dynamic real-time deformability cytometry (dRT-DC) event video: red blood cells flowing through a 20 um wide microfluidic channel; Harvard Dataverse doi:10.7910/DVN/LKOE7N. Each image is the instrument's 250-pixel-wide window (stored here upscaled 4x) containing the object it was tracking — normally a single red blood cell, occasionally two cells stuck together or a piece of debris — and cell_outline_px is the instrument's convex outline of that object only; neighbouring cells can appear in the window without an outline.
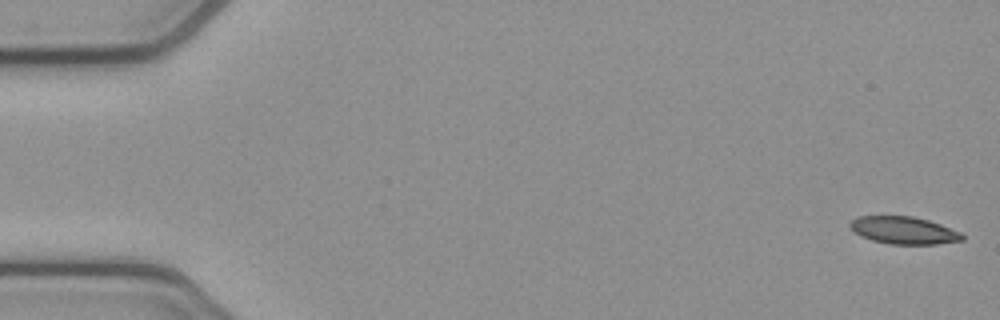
{"species": "common noctule bat (a hibernating species)", "species_latin": "Nyctalus noctula", "temperature_condition": "cold", "stored_images_in_passage": 53, "camera_frame_rate_fps": 3000, "um_per_image_px": 0.085, "animal": {"sex": "female", "body_mass_g": 21.9}, "frame": {"image": 1, "passage_image": 1, "time_ms": 0.0, "image_size_px": [1000, 320], "cell_outline_px": [[964, 240], [936, 244], [888, 244], [872, 240], [856, 232], [848, 224], [852, 220], [860, 216], [912, 216], [928, 220], [940, 224], [960, 232], [964, 236]], "centroid_in_image_um": [76.85, 19.58], "position_along_channel_um": 8.1, "area_um2": 17.69}}
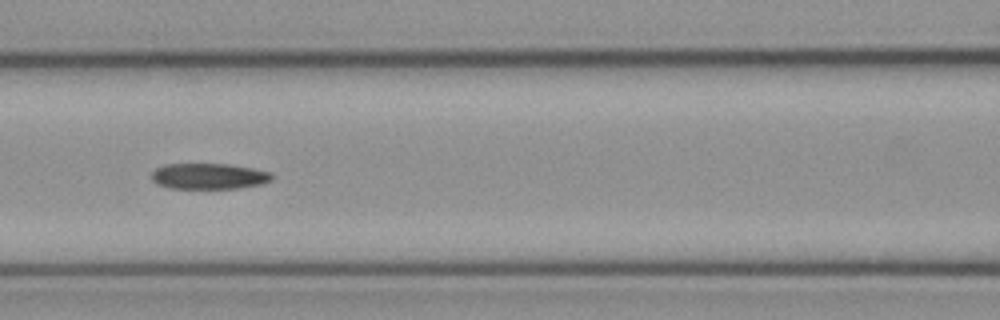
{"frame": {"image": 2, "passage_image": 23, "time_ms": 7.333, "image_size_px": [1000, 320], "cell_outline_px": [[272, 180], [264, 184], [240, 188], [168, 188], [156, 184], [152, 180], [152, 172], [156, 168], [164, 164], [228, 164], [252, 168], [272, 172]], "centroid_in_image_um": [17.76, 14.98], "position_along_channel_um": 148.8, "area_um2": 18.26}}
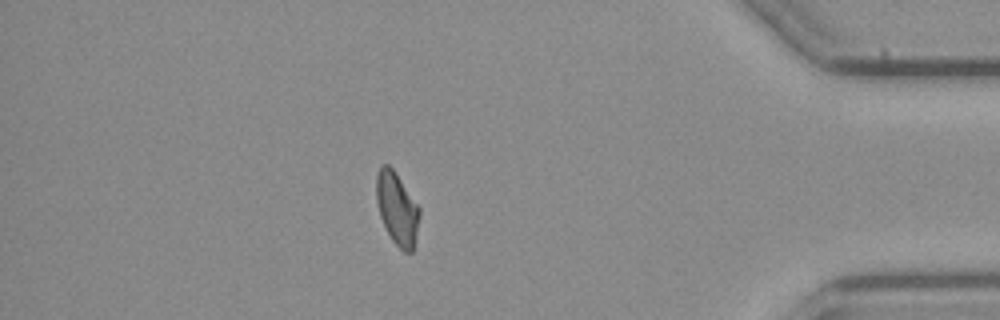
{"frame": {"image": 3, "passage_image": 46, "time_ms": 15.0, "image_size_px": [1000, 320], "cell_outline_px": [[420, 212], [412, 252], [404, 252], [392, 240], [380, 216], [376, 200], [376, 176], [380, 164], [388, 164], [396, 172], [420, 208]], "centroid_in_image_um": [33.73, 17.67], "position_along_channel_um": 401.5, "area_um2": 18.03}, "authors_computed_cell_mechanics": {"area_um2": 18.7272, "velocity_mm_per_s": 3.858, "shape_relaxation_time_tau1_ms": null, "shape_relaxation_time_tau2_ms": 3.0463, "deformation_change_tau1": null, "deformation_change_tau2": 0.0917}}